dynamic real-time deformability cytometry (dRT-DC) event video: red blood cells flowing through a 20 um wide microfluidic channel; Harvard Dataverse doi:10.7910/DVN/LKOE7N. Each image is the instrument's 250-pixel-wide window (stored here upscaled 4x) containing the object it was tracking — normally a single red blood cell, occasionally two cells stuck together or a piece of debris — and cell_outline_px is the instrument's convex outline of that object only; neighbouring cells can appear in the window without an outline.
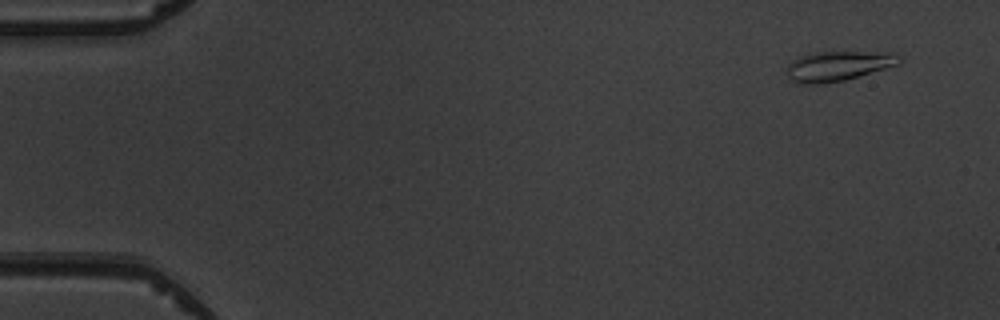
{"species": "common noctule bat (a hibernating species)", "species_latin": "Nyctalus noctula", "temperature_condition": "warm", "stored_images_in_passage": 7, "camera_frame_rate_fps": 3000, "um_per_image_px": 0.085, "animal": {"sex": "male", "body_mass_g": 19.5, "forearm_length_mm": 54.6}, "frame": {"image": 1, "passage_image": 1, "time_ms": 0.0, "image_size_px": [1000, 320], "cell_outline_px": [[900, 64], [844, 80], [820, 84], [796, 84], [788, 76], [784, 68], [792, 60], [800, 56], [816, 52], [892, 52], [900, 60]], "centroid_in_image_um": [71.17, 5.61], "position_along_channel_um": 13.8, "area_um2": 19.54}}
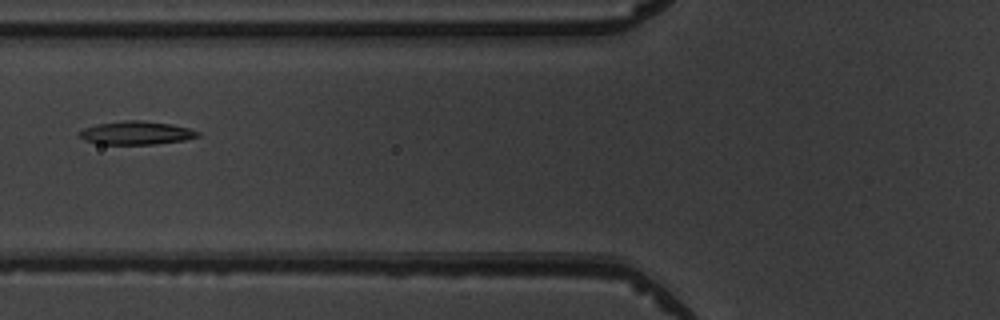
{"frame": {"image": 2, "passage_image": 6, "time_ms": 5.667, "image_size_px": [1000, 320], "cell_outline_px": [[200, 136], [184, 140], [152, 144], [96, 144], [84, 140], [80, 136], [80, 132], [84, 128], [96, 124], [124, 120], [140, 120], [168, 124], [188, 128], [200, 132]], "centroid_in_image_um": [11.56, 11.3], "position_along_channel_um": 114.2, "area_um2": 15.95}}
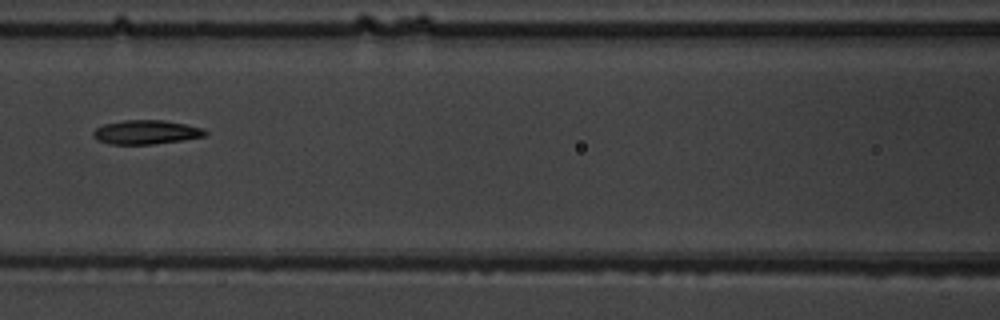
{"frame": {"image": 3, "passage_image": 7, "time_ms": 6.667, "image_size_px": [1000, 320], "cell_outline_px": [[208, 132], [204, 136], [180, 140], [152, 144], [108, 144], [96, 140], [92, 136], [92, 132], [96, 128], [104, 124], [124, 120], [164, 120], [204, 128]], "centroid_in_image_um": [12.37, 11.23], "position_along_channel_um": 154.2, "area_um2": 15.66}}